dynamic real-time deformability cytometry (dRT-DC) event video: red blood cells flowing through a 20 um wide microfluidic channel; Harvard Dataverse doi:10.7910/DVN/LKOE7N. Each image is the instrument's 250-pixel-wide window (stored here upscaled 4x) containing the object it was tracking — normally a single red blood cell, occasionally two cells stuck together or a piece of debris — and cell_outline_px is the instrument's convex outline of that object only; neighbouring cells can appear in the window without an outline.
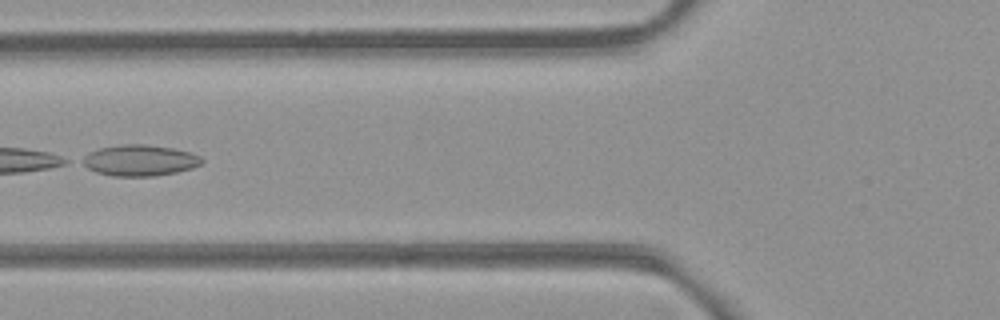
{"species": "common noctule bat (a hibernating species)", "species_latin": "Nyctalus noctula", "temperature_condition": "room temperature", "stored_images_in_passage": 4, "camera_frame_rate_fps": 3000, "um_per_image_px": 0.085, "animal": {"sex": "female", "body_mass_g": 21.9}, "frame": {"image": 1, "passage_image": 3, "time_ms": 0.667, "image_size_px": [1000, 320], "cell_outline_px": [[204, 160], [200, 164], [192, 168], [176, 172], [156, 176], [112, 176], [96, 172], [80, 164], [76, 160], [88, 152], [100, 148], [120, 144], [144, 144], [172, 148], [188, 152], [200, 156]], "centroid_in_image_um": [11.79, 13.63], "position_along_channel_um": 114.0, "area_um2": 21.85}}
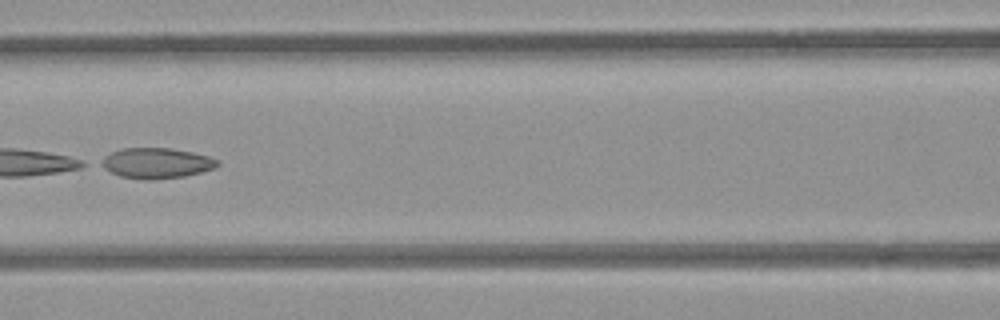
{"frame": {"image": 2, "passage_image": 4, "time_ms": 1.0, "image_size_px": [1000, 320], "cell_outline_px": [[220, 164], [216, 168], [184, 176], [152, 180], [144, 180], [120, 176], [96, 164], [96, 160], [120, 148], [172, 148], [192, 152], [208, 156], [216, 160]], "centroid_in_image_um": [13.23, 13.86], "position_along_channel_um": 153.4, "area_um2": 20.87}}